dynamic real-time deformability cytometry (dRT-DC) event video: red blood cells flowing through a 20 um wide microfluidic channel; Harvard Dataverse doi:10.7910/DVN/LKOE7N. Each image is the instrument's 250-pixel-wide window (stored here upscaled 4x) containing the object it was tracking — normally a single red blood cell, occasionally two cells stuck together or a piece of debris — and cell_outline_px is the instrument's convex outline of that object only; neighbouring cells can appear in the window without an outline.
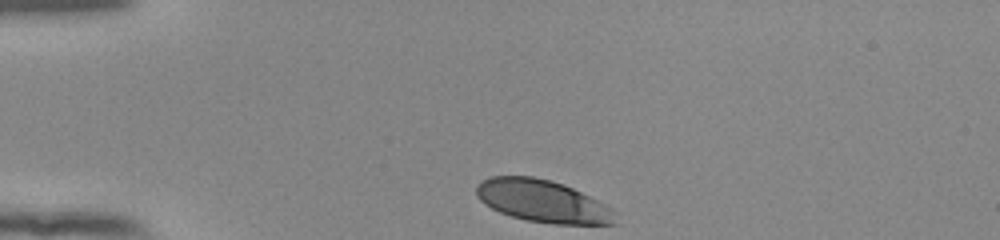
{"species": "human", "species_latin": "Homo sapiens", "temperature_condition": "room temperature", "stored_images_in_passage": 33, "camera_frame_rate_fps": 3000, "um_per_image_px": 0.085, "donor": {"sex": "female"}, "frame": {"image": 1, "passage_image": 1, "time_ms": 0.0, "image_size_px": [1000, 240], "cell_outline_px": [[616, 224], [552, 224], [524, 220], [500, 212], [484, 204], [476, 196], [476, 188], [484, 180], [492, 176], [532, 176], [564, 184], [612, 208], [616, 212]], "centroid_in_image_um": [46.13, 17.11], "position_along_channel_um": 38.9, "area_um2": 34.1}}
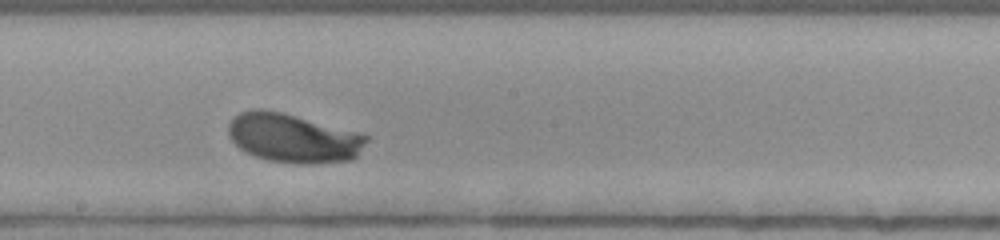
{"frame": {"image": 2, "passage_image": 19, "time_ms": 6.0, "image_size_px": [1000, 240], "cell_outline_px": [[368, 140], [356, 156], [352, 160], [316, 164], [296, 164], [268, 160], [244, 152], [228, 136], [228, 124], [240, 112], [252, 108], [260, 108], [280, 112], [360, 132], [368, 136]], "centroid_in_image_um": [24.93, 11.74], "position_along_channel_um": 223.3, "area_um2": 39.54}}
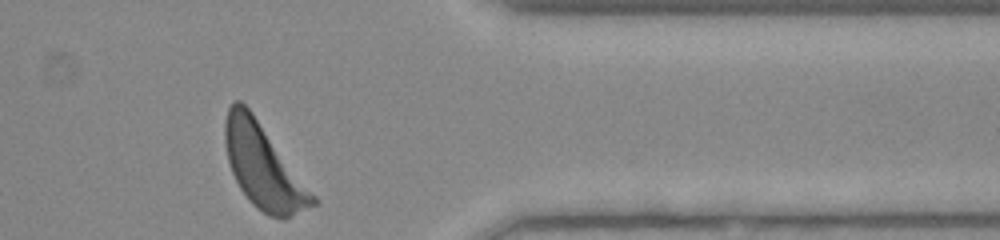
{"frame": {"image": 3, "passage_image": 33, "time_ms": 10.667, "image_size_px": [1000, 240], "cell_outline_px": [[320, 200], [316, 204], [284, 220], [280, 220], [268, 216], [256, 208], [248, 200], [240, 188], [232, 172], [228, 160], [224, 140], [224, 124], [228, 108], [236, 100], [240, 100], [252, 112]], "centroid_in_image_um": [22.41, 14.19], "position_along_channel_um": 389.0, "area_um2": 42.95}, "authors_computed_cell_mechanics": {"area_um2": 38.0324, "velocity_mm_per_s": 3.8411, "shape_relaxation_time_tau1_ms": 3.1314, "shape_relaxation_time_tau2_ms": null, "deformation_change_tau1": 0.1462, "deformation_change_tau2": null}}